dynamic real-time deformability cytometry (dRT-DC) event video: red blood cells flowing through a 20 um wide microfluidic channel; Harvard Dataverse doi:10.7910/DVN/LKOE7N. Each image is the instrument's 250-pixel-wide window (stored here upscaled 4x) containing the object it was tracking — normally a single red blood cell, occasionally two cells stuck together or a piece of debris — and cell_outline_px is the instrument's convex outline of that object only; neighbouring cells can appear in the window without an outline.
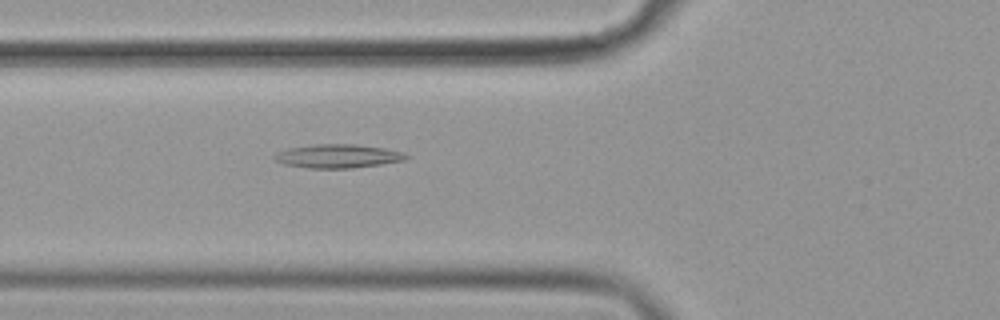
{"species": "common noctule bat (a hibernating species)", "species_latin": "Nyctalus noctula", "temperature_condition": "cold", "stored_images_in_passage": 56, "camera_frame_rate_fps": 3000, "um_per_image_px": 0.085, "animal": {"sex": "female", "body_mass_g": 19.9}, "frame": {"image": 1, "passage_image": 21, "time_ms": 6.667, "image_size_px": [1000, 320], "cell_outline_px": [[408, 156], [404, 160], [380, 164], [352, 168], [308, 168], [284, 164], [276, 160], [272, 156], [276, 152], [288, 148], [312, 144], [356, 144], [384, 148], [404, 152]], "centroid_in_image_um": [28.68, 13.26], "position_along_channel_um": 97.1, "area_um2": 18.15}}
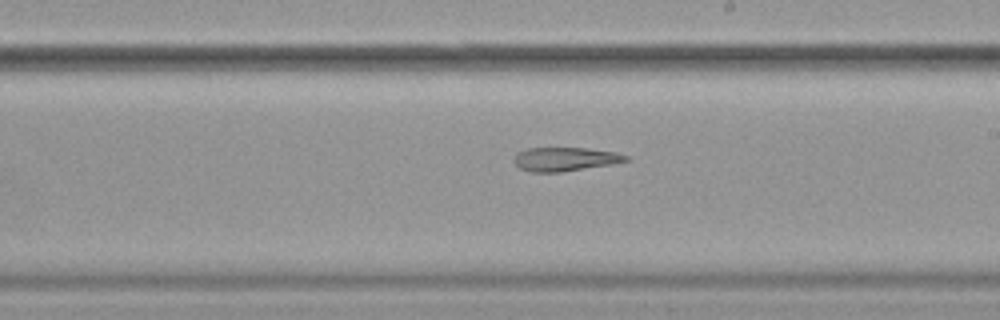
{"frame": {"image": 2, "passage_image": 33, "time_ms": 10.667, "image_size_px": [1000, 320], "cell_outline_px": [[628, 160], [612, 164], [560, 172], [532, 172], [520, 168], [516, 164], [516, 152], [528, 148], [588, 148], [616, 152], [628, 156]], "centroid_in_image_um": [48.04, 13.52], "position_along_channel_um": 241.0, "area_um2": 15.32}}
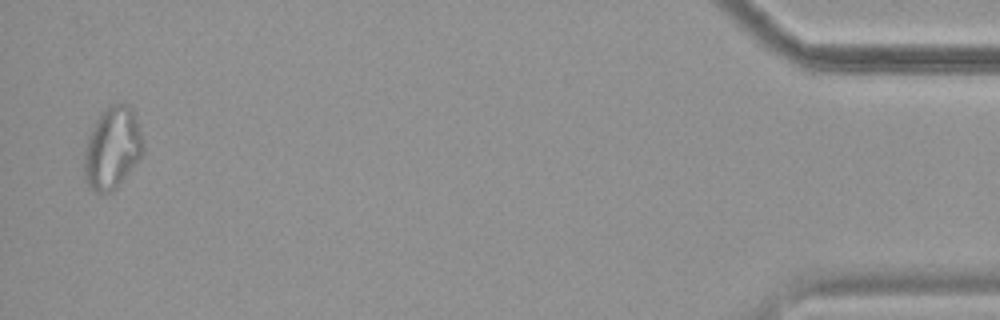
{"frame": {"image": 3, "passage_image": 55, "time_ms": 18.0, "image_size_px": [1000, 320], "cell_outline_px": [[144, 152], [124, 176], [108, 192], [96, 192], [88, 184], [84, 172], [84, 156], [88, 136], [100, 112], [108, 104], [128, 104], [132, 112], [144, 144]], "centroid_in_image_um": [9.52, 12.53], "position_along_channel_um": 425.7, "area_um2": 27.17}}